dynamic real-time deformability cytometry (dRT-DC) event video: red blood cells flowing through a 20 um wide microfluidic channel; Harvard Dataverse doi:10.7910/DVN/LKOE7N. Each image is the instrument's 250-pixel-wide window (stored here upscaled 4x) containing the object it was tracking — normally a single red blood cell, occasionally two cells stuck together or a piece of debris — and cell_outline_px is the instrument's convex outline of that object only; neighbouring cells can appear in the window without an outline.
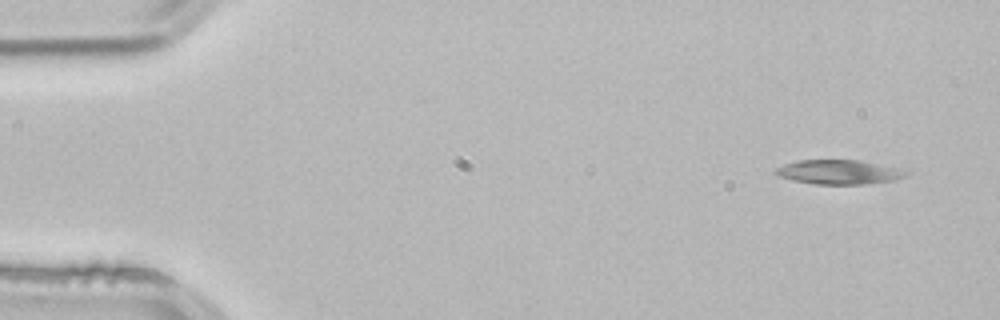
{"species": "common noctule bat (a hibernating species)", "species_latin": "Nyctalus noctula", "temperature_condition": "room temperature", "stored_images_in_passage": 3, "camera_frame_rate_fps": 3000, "um_per_image_px": 0.085, "animal": {"sex": "male", "body_mass_g": 21.5, "forearm_length_mm": 52.0}, "frame": {"image": 1, "passage_image": 1, "time_ms": 0.0, "image_size_px": [1000, 320], "cell_outline_px": [[908, 172], [904, 176], [896, 180], [864, 184], [816, 184], [792, 180], [776, 176], [772, 172], [776, 168], [784, 164], [800, 160], [860, 160], [896, 168]], "centroid_in_image_um": [71.23, 14.63], "position_along_channel_um": 13.8, "area_um2": 18.38}}
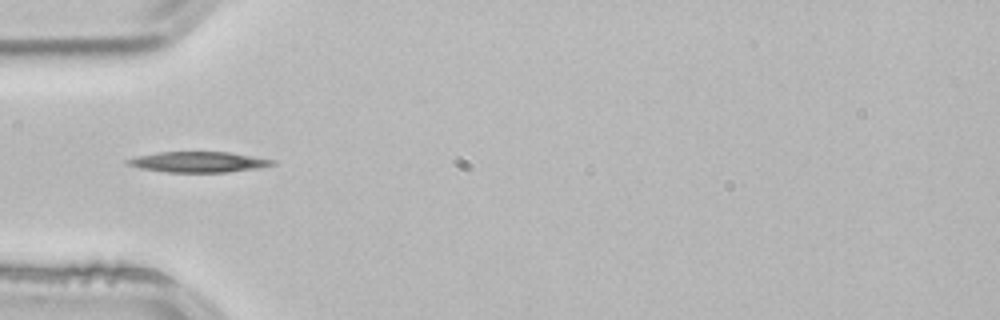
{"frame": {"image": 2, "passage_image": 3, "time_ms": 0.667, "image_size_px": [1000, 320], "cell_outline_px": [[276, 164], [256, 168], [228, 172], [168, 172], [140, 168], [124, 164], [124, 160], [136, 156], [160, 152], [228, 152], [276, 160]], "centroid_in_image_um": [16.82, 13.77], "position_along_channel_um": 68.2, "area_um2": 17.34}}